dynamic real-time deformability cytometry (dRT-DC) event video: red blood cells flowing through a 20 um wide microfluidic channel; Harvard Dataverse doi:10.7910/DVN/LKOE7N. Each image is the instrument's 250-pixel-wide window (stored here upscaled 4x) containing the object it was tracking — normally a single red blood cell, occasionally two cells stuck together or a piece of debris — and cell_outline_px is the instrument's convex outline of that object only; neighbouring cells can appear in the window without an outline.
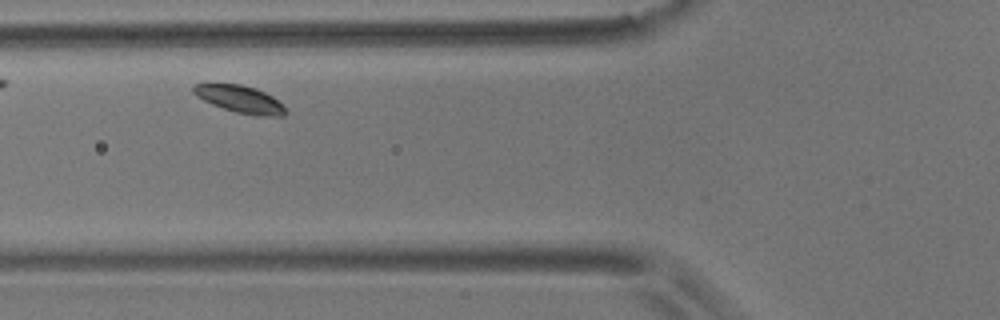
{"species": "common noctule bat (a hibernating species)", "species_latin": "Nyctalus noctula", "temperature_condition": "room temperature", "stored_images_in_passage": 6, "camera_frame_rate_fps": 3000, "um_per_image_px": 0.085, "animal": {"sex": "male", "body_mass_g": 17.9}, "frame": {"image": 1, "passage_image": 3, "time_ms": 0.667, "image_size_px": [1000, 320], "cell_outline_px": [[288, 112], [284, 116], [256, 116], [236, 112], [212, 104], [196, 96], [192, 92], [192, 88], [196, 84], [240, 84], [256, 88], [272, 96]], "centroid_in_image_um": [20.4, 8.43], "position_along_channel_um": 105.4, "area_um2": 14.45}}
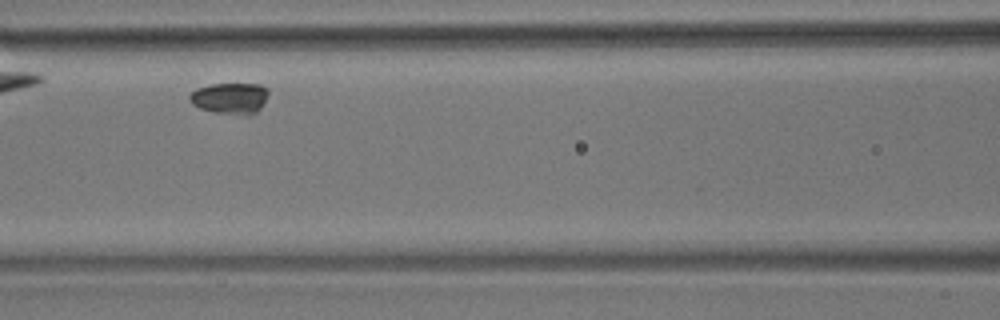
{"frame": {"image": 2, "passage_image": 4, "time_ms": 1.0, "image_size_px": [1000, 320], "cell_outline_px": [[268, 92], [260, 108], [256, 112], [248, 116], [244, 116], [216, 112], [200, 108], [192, 104], [188, 100], [188, 96], [196, 88], [212, 84], [260, 84], [268, 88]], "centroid_in_image_um": [19.54, 8.35], "position_along_channel_um": 147.1, "area_um2": 14.39}}
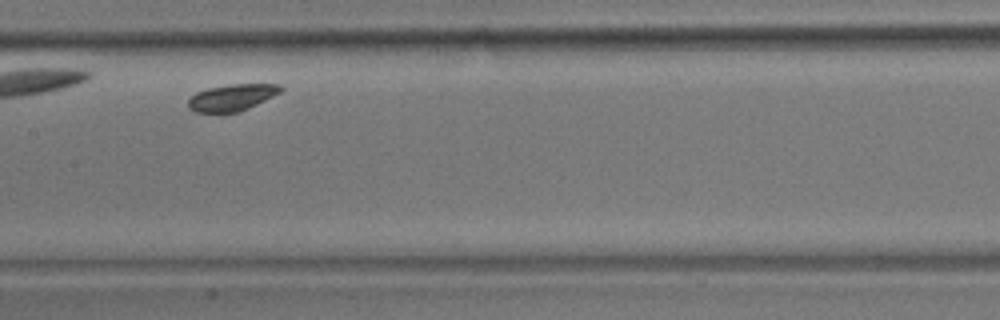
{"frame": {"image": 3, "passage_image": 5, "time_ms": 1.333, "image_size_px": [1000, 320], "cell_outline_px": [[284, 88], [280, 92], [248, 108], [236, 112], [196, 112], [188, 108], [188, 100], [196, 92], [208, 88], [232, 84], [280, 84]], "centroid_in_image_um": [19.7, 8.28], "position_along_channel_um": 187.7, "area_um2": 14.1}}